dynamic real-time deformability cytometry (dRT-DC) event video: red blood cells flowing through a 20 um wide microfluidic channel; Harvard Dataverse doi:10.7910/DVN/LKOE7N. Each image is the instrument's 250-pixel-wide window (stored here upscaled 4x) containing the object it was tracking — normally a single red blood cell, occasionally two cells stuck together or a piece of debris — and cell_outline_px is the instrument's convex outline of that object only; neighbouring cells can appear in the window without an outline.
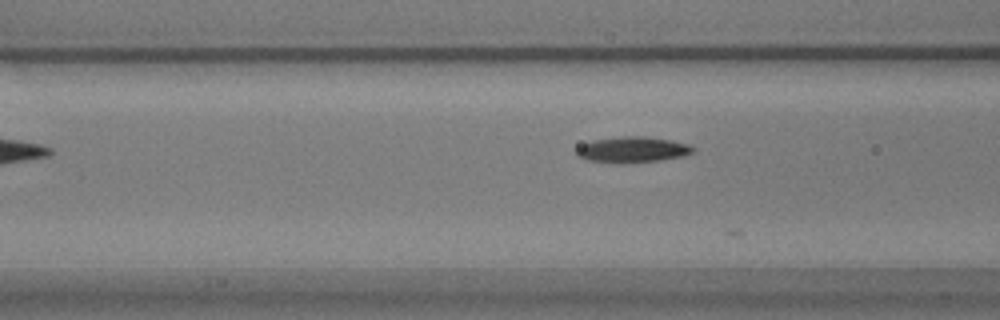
{"species": "common noctule bat (a hibernating species)", "species_latin": "Nyctalus noctula", "temperature_condition": "warm", "stored_images_in_passage": 9, "camera_frame_rate_fps": 3000, "um_per_image_px": 0.085, "animal": {"sex": "male", "body_mass_g": 17.9}, "frame": {"image": 1, "passage_image": 6, "time_ms": 1.667, "image_size_px": [1000, 320], "cell_outline_px": [[696, 152], [684, 156], [660, 160], [620, 164], [616, 164], [584, 160], [576, 156], [576, 148], [592, 140], [624, 136], [640, 136], [672, 140], [688, 144], [696, 148]], "centroid_in_image_um": [53.75, 12.74], "position_along_channel_um": 112.8, "area_um2": 17.86}}